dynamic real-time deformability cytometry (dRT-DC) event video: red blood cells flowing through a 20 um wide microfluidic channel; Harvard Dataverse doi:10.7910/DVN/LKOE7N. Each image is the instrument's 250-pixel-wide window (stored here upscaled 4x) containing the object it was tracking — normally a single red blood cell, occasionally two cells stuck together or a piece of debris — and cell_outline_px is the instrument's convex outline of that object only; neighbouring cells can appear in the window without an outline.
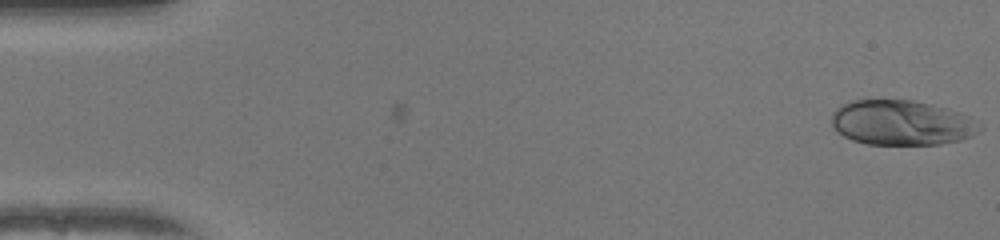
{"species": "human", "species_latin": "Homo sapiens", "temperature_condition": "warm", "stored_images_in_passage": 51, "camera_frame_rate_fps": 3000, "um_per_image_px": 0.085, "donor": {"sex": "female"}, "frame": {"image": 1, "passage_image": 1, "time_ms": 0.0, "image_size_px": [1000, 240], "cell_outline_px": [[984, 128], [972, 136], [960, 140], [940, 144], [868, 144], [852, 140], [836, 132], [832, 124], [832, 112], [840, 104], [852, 100], [912, 100], [932, 104], [948, 108], [960, 112], [984, 124]], "centroid_in_image_um": [76.66, 10.42], "position_along_channel_um": 8.3, "area_um2": 39.25}}
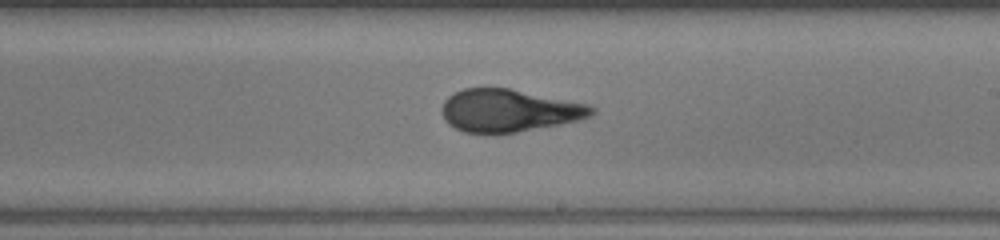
{"frame": {"image": 2, "passage_image": 30, "time_ms": 9.667, "image_size_px": [1000, 240], "cell_outline_px": [[596, 112], [592, 116], [580, 120], [560, 124], [516, 132], [464, 132], [448, 124], [444, 120], [444, 100], [448, 96], [464, 88], [508, 88], [588, 104], [596, 108]], "centroid_in_image_um": [43.31, 9.39], "position_along_channel_um": 245.7, "area_um2": 36.7}}
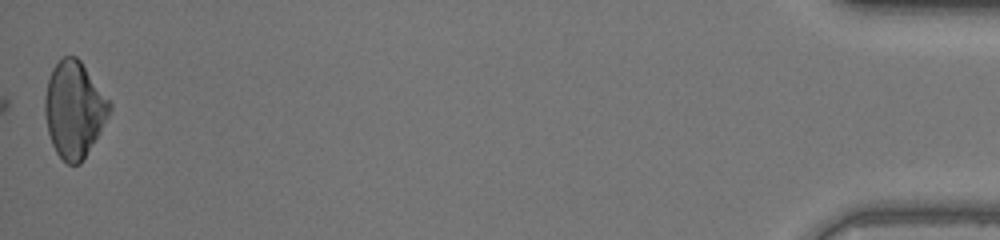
{"frame": {"image": 3, "passage_image": 51, "time_ms": 16.667, "image_size_px": [1000, 240], "cell_outline_px": [[112, 108], [100, 132], [80, 164], [68, 164], [56, 152], [52, 144], [48, 132], [44, 112], [44, 96], [48, 80], [52, 68], [64, 56], [76, 56], [80, 60], [112, 104]], "centroid_in_image_um": [6.29, 9.3], "position_along_channel_um": 428.9, "area_um2": 35.95}, "authors_computed_cell_mechanics": {"area_um2": 37.3966, "velocity_mm_per_s": 4.0288, "shape_relaxation_time_tau1_ms": null, "shape_relaxation_time_tau2_ms": 0.7318, "deformation_change_tau1": null, "deformation_change_tau2": 0.0532}}